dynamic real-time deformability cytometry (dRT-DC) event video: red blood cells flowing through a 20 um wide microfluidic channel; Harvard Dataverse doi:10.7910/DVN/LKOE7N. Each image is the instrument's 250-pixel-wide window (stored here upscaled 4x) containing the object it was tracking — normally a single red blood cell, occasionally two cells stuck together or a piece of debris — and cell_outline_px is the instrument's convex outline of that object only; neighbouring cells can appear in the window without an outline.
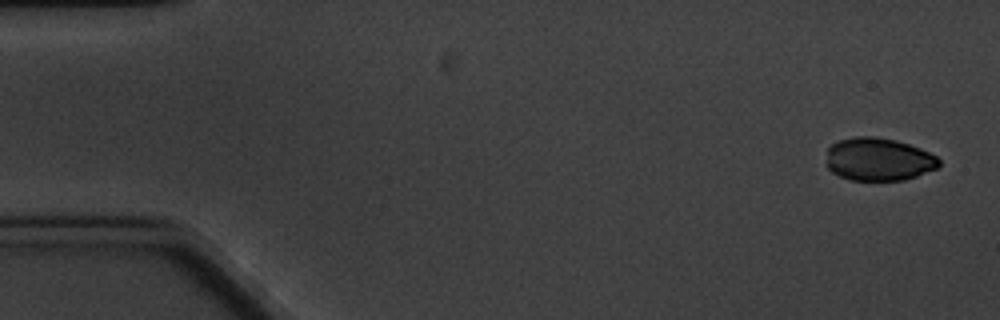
{"species": "common noctule bat (a hibernating species)", "species_latin": "Nyctalus noctula", "temperature_condition": "cold", "stored_images_in_passage": 6, "camera_frame_rate_fps": 3000, "um_per_image_px": 0.085, "animal": {"sex": "male", "body_mass_g": 20.1, "forearm_length_mm": 53.5}, "frame": {"image": 1, "passage_image": 1, "time_ms": 0.0, "image_size_px": [1000, 320], "cell_outline_px": [[940, 168], [904, 180], [848, 180], [832, 172], [824, 164], [828, 148], [832, 144], [840, 140], [856, 136], [872, 136], [896, 140], [920, 148], [936, 156], [940, 160]], "centroid_in_image_um": [74.66, 13.55], "position_along_channel_um": 10.3, "area_um2": 28.5}}